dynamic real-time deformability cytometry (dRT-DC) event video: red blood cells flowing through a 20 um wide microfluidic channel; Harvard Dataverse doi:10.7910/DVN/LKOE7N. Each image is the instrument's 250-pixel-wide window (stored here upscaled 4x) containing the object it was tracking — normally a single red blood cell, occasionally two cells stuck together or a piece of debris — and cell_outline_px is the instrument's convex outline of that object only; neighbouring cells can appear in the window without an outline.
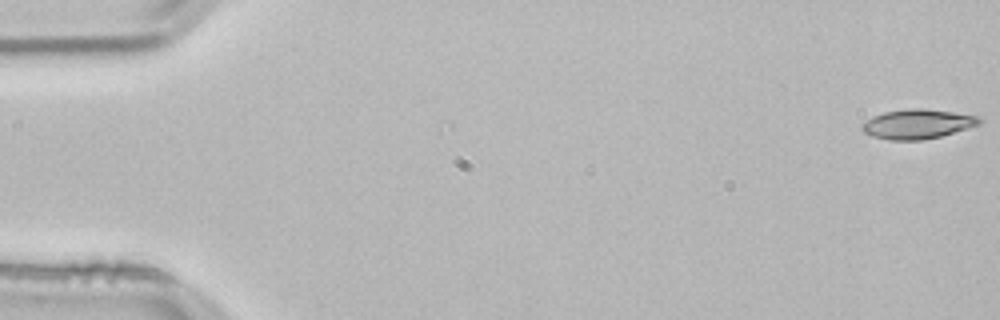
{"species": "common noctule bat (a hibernating species)", "species_latin": "Nyctalus noctula", "temperature_condition": "room temperature", "stored_images_in_passage": 4, "camera_frame_rate_fps": 3000, "um_per_image_px": 0.085, "animal": {"sex": "male", "body_mass_g": 21.5, "forearm_length_mm": 52.0}, "frame": {"image": 1, "passage_image": 1, "time_ms": 0.0, "image_size_px": [1000, 320], "cell_outline_px": [[984, 120], [980, 124], [940, 136], [924, 140], [888, 140], [872, 136], [864, 132], [860, 128], [872, 116], [884, 112], [912, 108], [924, 108], [980, 116]], "centroid_in_image_um": [78.01, 10.54], "position_along_channel_um": 7.0, "area_um2": 20.11}}